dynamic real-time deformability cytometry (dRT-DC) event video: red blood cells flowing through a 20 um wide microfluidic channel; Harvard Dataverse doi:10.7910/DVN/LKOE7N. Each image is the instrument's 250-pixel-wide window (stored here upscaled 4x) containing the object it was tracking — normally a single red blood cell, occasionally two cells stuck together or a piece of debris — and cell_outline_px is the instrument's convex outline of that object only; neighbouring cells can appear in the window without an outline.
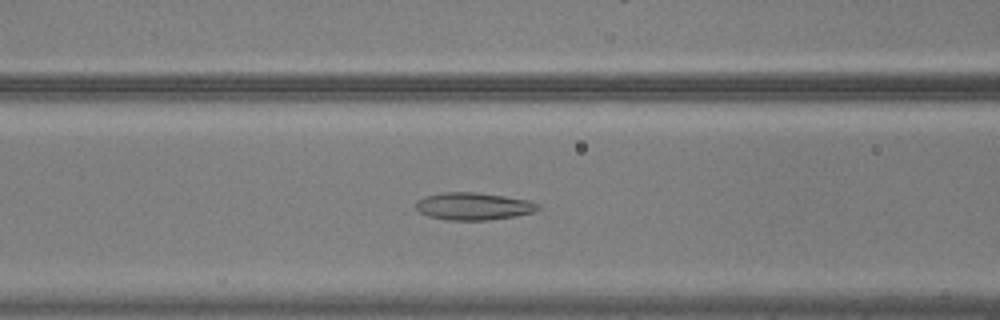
{"species": "common noctule bat (a hibernating species)", "species_latin": "Nyctalus noctula", "temperature_condition": "warm", "stored_images_in_passage": 44, "camera_frame_rate_fps": 3000, "um_per_image_px": 0.085, "animal": {"sex": "male", "body_mass_g": 20.5, "forearm_length_mm": 52.5}, "frame": {"image": 1, "passage_image": 12, "time_ms": 3.667, "image_size_px": [1000, 320], "cell_outline_px": [[540, 208], [532, 212], [516, 216], [488, 220], [448, 220], [428, 216], [420, 212], [416, 208], [416, 200], [424, 196], [440, 192], [476, 192], [504, 196], [528, 200], [536, 204]], "centroid_in_image_um": [40.19, 17.52], "position_along_channel_um": 126.4, "area_um2": 19.48}}
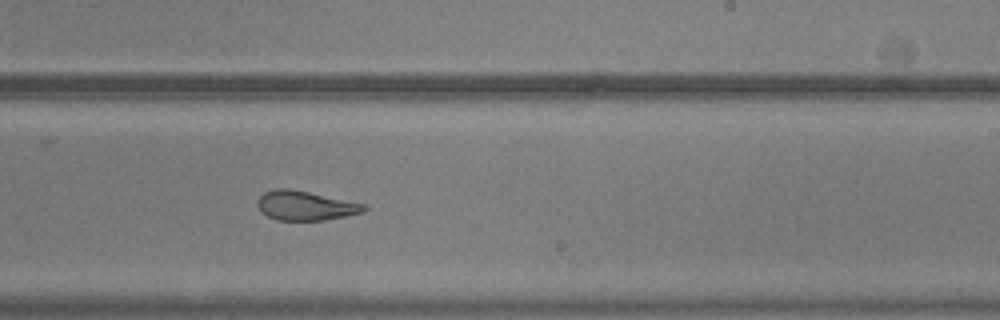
{"frame": {"image": 2, "passage_image": 23, "time_ms": 7.333, "image_size_px": [1000, 320], "cell_outline_px": [[368, 208], [364, 212], [324, 220], [276, 220], [260, 212], [256, 204], [256, 200], [264, 192], [276, 188], [288, 188], [308, 192], [364, 204]], "centroid_in_image_um": [25.9, 17.48], "position_along_channel_um": 263.1, "area_um2": 18.15}}
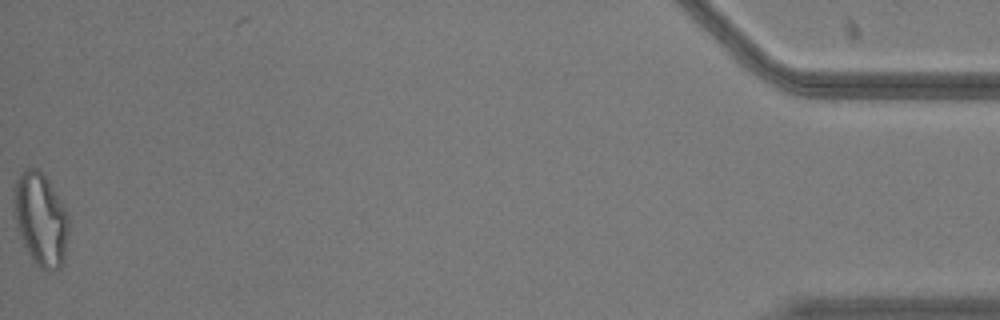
{"frame": {"image": 3, "passage_image": 44, "time_ms": 14.333, "image_size_px": [1000, 320], "cell_outline_px": [[68, 232], [64, 260], [60, 268], [52, 272], [48, 272], [40, 268], [32, 260], [20, 236], [16, 220], [12, 200], [16, 180], [20, 172], [24, 168], [36, 168], [48, 180], [68, 212]], "centroid_in_image_um": [3.46, 18.65], "position_along_channel_um": 431.7, "area_um2": 29.77}, "authors_computed_cell_mechanics": {"area_um2": 20.8947, "velocity_mm_per_s": 3.7297, "shape_relaxation_time_tau1_ms": null, "shape_relaxation_time_tau2_ms": 2.1566, "deformation_change_tau1": null, "deformation_change_tau2": 0.1037}}